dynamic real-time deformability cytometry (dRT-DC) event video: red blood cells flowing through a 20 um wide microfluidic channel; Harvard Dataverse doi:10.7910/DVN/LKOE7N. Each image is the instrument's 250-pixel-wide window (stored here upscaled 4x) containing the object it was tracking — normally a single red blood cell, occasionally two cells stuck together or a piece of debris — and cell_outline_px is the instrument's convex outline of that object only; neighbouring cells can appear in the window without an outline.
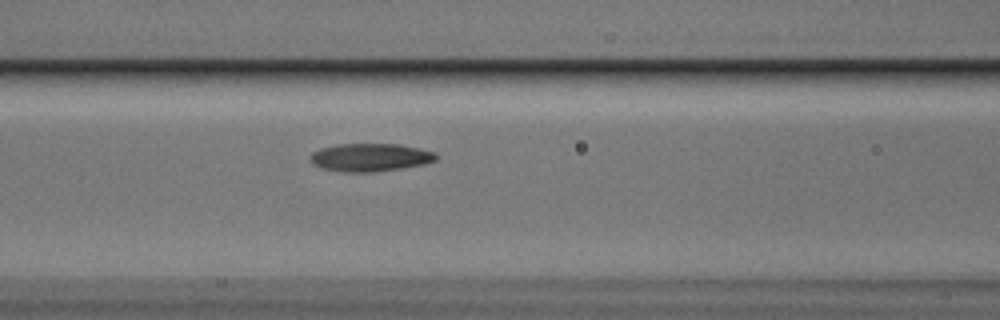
{"species": "Egyptian fruit bat (a non-hibernating species)", "species_latin": "Rousettus aegyptiacus", "temperature_condition": "cold", "stored_images_in_passage": 41, "camera_frame_rate_fps": 3000, "um_per_image_px": 0.085, "animal": {"sex": "male"}, "frame": {"image": 1, "passage_image": 10, "time_ms": 3.0, "image_size_px": [1000, 320], "cell_outline_px": [[436, 160], [424, 164], [404, 168], [376, 172], [344, 172], [320, 168], [312, 164], [308, 156], [312, 152], [320, 148], [336, 144], [400, 144], [420, 148], [436, 152]], "centroid_in_image_um": [31.44, 13.38], "position_along_channel_um": 135.2, "area_um2": 20.87}}
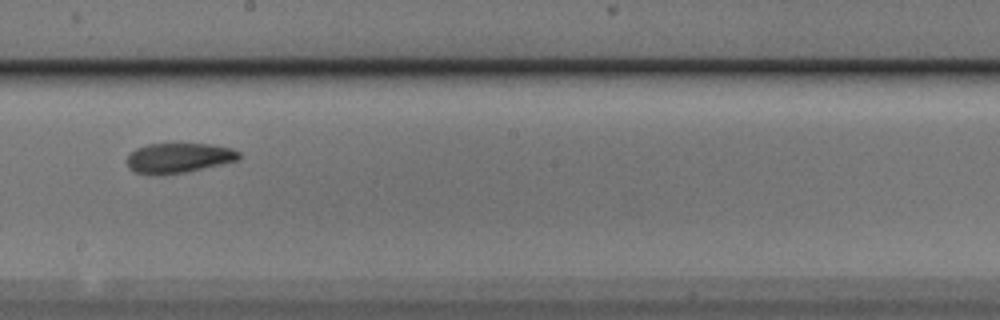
{"frame": {"image": 2, "passage_image": 18, "time_ms": 5.667, "image_size_px": [1000, 320], "cell_outline_px": [[240, 156], [236, 160], [188, 172], [136, 172], [128, 168], [128, 152], [136, 148], [148, 144], [212, 144], [232, 148], [240, 152]], "centroid_in_image_um": [15.21, 13.38], "position_along_channel_um": 233.0, "area_um2": 18.9}}
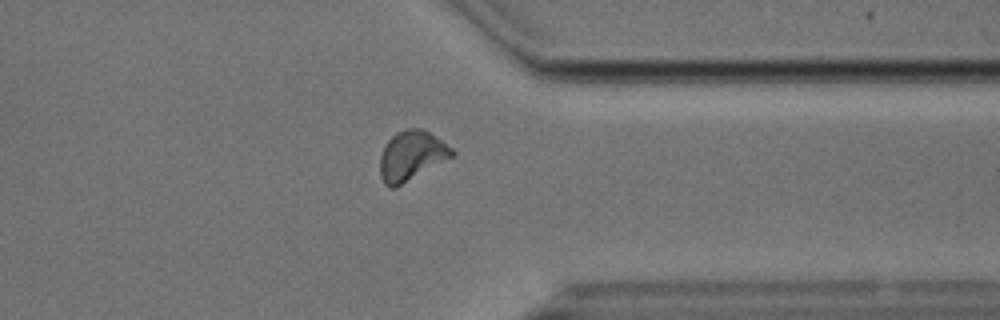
{"frame": {"image": 3, "passage_image": 30, "time_ms": 9.667, "image_size_px": [1000, 320], "cell_outline_px": [[456, 152], [452, 156], [396, 188], [388, 188], [384, 184], [380, 176], [380, 156], [388, 140], [396, 132], [404, 128], [424, 128], [452, 148]], "centroid_in_image_um": [34.95, 13.23], "position_along_channel_um": 376.5, "area_um2": 20.81}}